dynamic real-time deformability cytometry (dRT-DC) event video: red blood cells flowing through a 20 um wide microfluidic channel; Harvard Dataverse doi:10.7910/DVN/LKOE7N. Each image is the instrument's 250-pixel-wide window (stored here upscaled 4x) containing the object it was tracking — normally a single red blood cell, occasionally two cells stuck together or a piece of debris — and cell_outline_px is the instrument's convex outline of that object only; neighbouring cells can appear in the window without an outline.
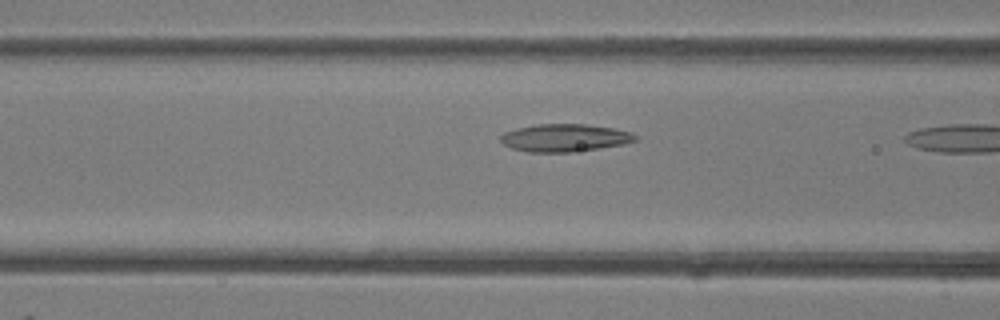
{"species": "common noctule bat (a hibernating species)", "species_latin": "Nyctalus noctula", "temperature_condition": "room temperature", "stored_images_in_passage": 10, "camera_frame_rate_fps": 3000, "um_per_image_px": 0.085, "animal": {"sex": "female"}, "frame": {"image": 1, "passage_image": 9, "time_ms": 2.667, "image_size_px": [1000, 320], "cell_outline_px": [[640, 136], [636, 140], [624, 144], [600, 148], [572, 152], [528, 152], [512, 148], [504, 144], [500, 140], [500, 136], [504, 132], [516, 128], [540, 124], [584, 124], [612, 128], [632, 132]], "centroid_in_image_um": [48.02, 11.71], "position_along_channel_um": 118.6, "area_um2": 21.73}}